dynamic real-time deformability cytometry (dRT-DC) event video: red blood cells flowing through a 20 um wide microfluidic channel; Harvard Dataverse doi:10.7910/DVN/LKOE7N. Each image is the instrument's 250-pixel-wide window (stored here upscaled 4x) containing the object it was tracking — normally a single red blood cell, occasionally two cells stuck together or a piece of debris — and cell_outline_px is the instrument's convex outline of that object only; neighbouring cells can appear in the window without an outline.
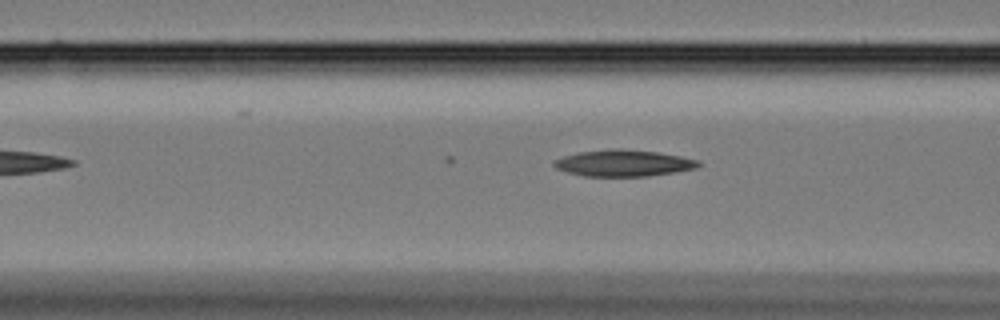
{"species": "Egyptian fruit bat (a non-hibernating species)", "species_latin": "Rousettus aegyptiacus", "temperature_condition": "cold", "stored_images_in_passage": 6, "camera_frame_rate_fps": 3000, "um_per_image_px": 0.085, "animal": {"sex": "female"}, "frame": {"image": 1, "passage_image": 6, "time_ms": 1.667, "image_size_px": [1000, 320], "cell_outline_px": [[700, 164], [696, 168], [676, 172], [648, 176], [584, 176], [568, 172], [556, 168], [552, 164], [552, 160], [576, 152], [612, 148], [620, 148], [656, 152], [680, 156], [700, 160]], "centroid_in_image_um": [52.97, 13.86], "position_along_channel_um": 113.6, "area_um2": 22.43}}